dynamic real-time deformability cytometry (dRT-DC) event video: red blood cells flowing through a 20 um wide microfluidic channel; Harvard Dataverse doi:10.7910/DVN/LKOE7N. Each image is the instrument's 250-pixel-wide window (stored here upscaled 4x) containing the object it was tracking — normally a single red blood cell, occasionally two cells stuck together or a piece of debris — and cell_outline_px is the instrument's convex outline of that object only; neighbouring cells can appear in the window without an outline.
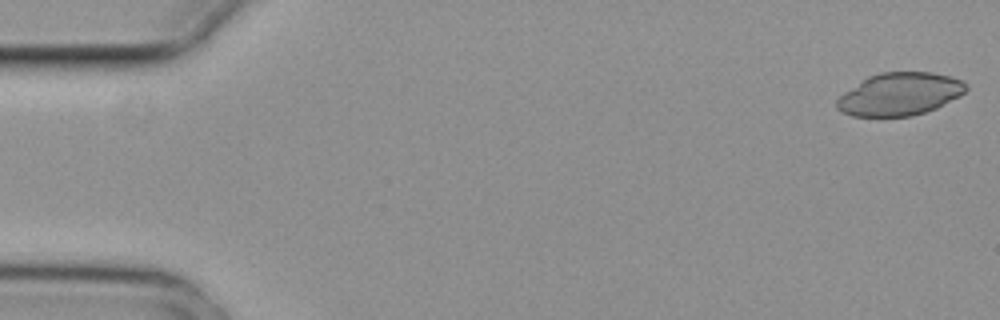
{"species": "common noctule bat (a hibernating species)", "species_latin": "Nyctalus noctula", "temperature_condition": "cold", "stored_images_in_passage": 5, "camera_frame_rate_fps": 3000, "um_per_image_px": 0.085, "animal": {"sex": "female", "body_mass_g": 29.2, "forearm_length_mm": 56.3}, "frame": {"image": 1, "passage_image": 1, "time_ms": 0.0, "image_size_px": [1000, 320], "cell_outline_px": [[968, 88], [960, 96], [936, 108], [912, 116], [852, 116], [836, 108], [836, 100], [844, 92], [868, 76], [880, 72], [932, 72], [964, 80], [968, 84]], "centroid_in_image_um": [76.5, 7.99], "position_along_channel_um": 8.5, "area_um2": 32.14}}